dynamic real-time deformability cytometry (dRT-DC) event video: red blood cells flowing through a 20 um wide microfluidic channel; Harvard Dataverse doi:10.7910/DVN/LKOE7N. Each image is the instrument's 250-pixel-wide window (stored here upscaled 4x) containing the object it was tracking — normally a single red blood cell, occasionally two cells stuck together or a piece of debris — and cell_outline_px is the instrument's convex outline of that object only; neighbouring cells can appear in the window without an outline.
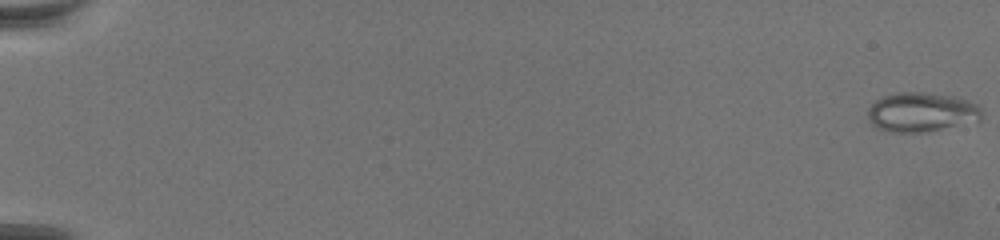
{"species": "common noctule bat (a hibernating species)", "species_latin": "Nyctalus noctula", "temperature_condition": "warm", "stored_images_in_passage": 72, "camera_frame_rate_fps": 3000, "um_per_image_px": 0.085, "animal": {"sex": "female", "body_mass_g": 19.5, "forearm_length_mm": 54.1}, "frame": {"image": 1, "passage_image": 1, "time_ms": 0.0, "image_size_px": [1000, 240], "cell_outline_px": [[984, 112], [980, 120], [932, 132], [888, 132], [876, 128], [872, 124], [868, 116], [868, 108], [876, 100], [884, 96], [900, 92], [924, 92], [960, 96], [976, 104]], "centroid_in_image_um": [78.37, 9.54], "position_along_channel_um": 6.6, "area_um2": 26.65}}
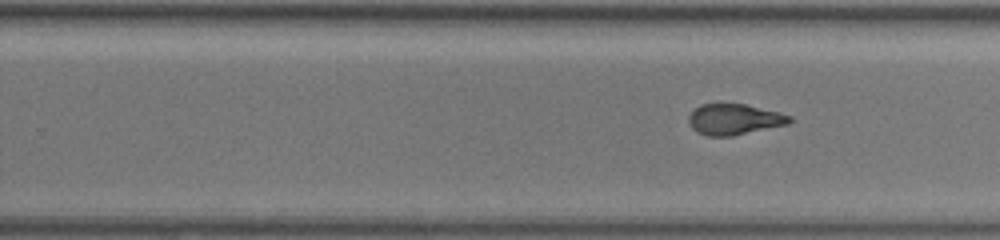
{"frame": {"image": 2, "passage_image": 48, "time_ms": 15.667, "image_size_px": [1000, 240], "cell_outline_px": [[792, 120], [788, 124], [732, 136], [708, 136], [696, 132], [688, 124], [688, 116], [700, 104], [744, 104], [780, 112], [792, 116]], "centroid_in_image_um": [62.4, 10.15], "position_along_channel_um": 267.4, "area_um2": 18.15}}
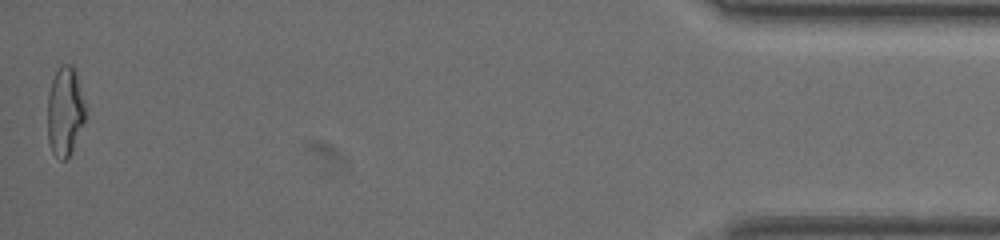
{"frame": {"image": 3, "passage_image": 72, "time_ms": 23.667, "image_size_px": [1000, 240], "cell_outline_px": [[84, 120], [72, 152], [64, 160], [60, 160], [52, 152], [48, 140], [48, 92], [52, 80], [60, 64], [72, 64], [76, 68], [84, 100]], "centroid_in_image_um": [5.52, 9.43], "position_along_channel_um": 429.7, "area_um2": 19.71}}